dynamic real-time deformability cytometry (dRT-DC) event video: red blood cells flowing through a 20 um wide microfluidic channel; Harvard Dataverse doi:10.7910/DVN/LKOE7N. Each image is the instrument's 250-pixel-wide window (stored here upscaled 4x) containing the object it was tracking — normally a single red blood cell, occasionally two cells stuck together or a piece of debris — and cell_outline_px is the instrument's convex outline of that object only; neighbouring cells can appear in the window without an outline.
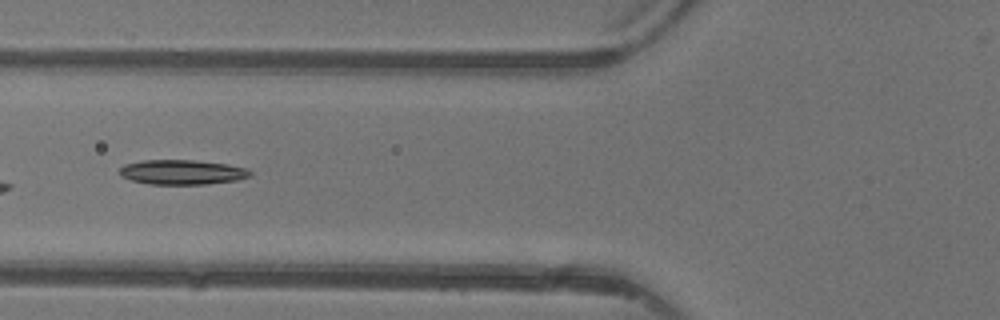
{"species": "common noctule bat (a hibernating species)", "species_latin": "Nyctalus noctula", "temperature_condition": "warm", "stored_images_in_passage": 3, "camera_frame_rate_fps": 3000, "um_per_image_px": 0.085, "animal": {"sex": "female"}, "frame": {"image": 1, "passage_image": 3, "time_ms": 2.333, "image_size_px": [1000, 320], "cell_outline_px": [[252, 176], [236, 180], [208, 184], [152, 184], [132, 180], [120, 176], [120, 168], [124, 164], [144, 160], [196, 160], [228, 164], [248, 168], [252, 172]], "centroid_in_image_um": [15.52, 14.62], "position_along_channel_um": 110.3, "area_um2": 18.9}}